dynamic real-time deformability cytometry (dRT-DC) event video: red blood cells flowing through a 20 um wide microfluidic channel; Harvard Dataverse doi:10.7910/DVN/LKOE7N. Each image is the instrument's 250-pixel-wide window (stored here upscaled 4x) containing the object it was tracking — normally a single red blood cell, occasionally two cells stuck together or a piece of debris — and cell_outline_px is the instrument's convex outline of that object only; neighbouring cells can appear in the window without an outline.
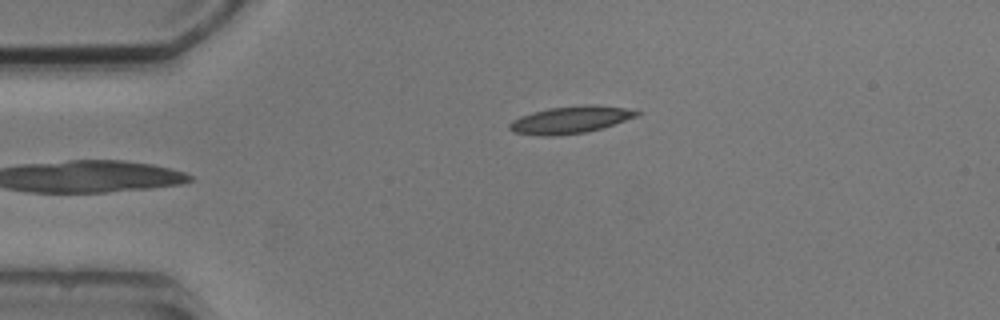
{"species": "common noctule bat (a hibernating species)", "species_latin": "Nyctalus noctula", "temperature_condition": "cold", "stored_images_in_passage": 4, "camera_frame_rate_fps": 3000, "um_per_image_px": 0.085, "animal": {"sex": "male", "body_mass_g": 20.5, "forearm_length_mm": 52.5}, "frame": {"image": 1, "passage_image": 4, "time_ms": 4.333, "image_size_px": [1000, 320], "cell_outline_px": [[640, 112], [636, 116], [604, 128], [584, 132], [556, 136], [544, 136], [512, 132], [508, 128], [508, 124], [512, 120], [520, 116], [532, 112], [548, 108], [584, 104], [596, 104], [624, 108]], "centroid_in_image_um": [48.44, 10.18], "position_along_channel_um": 36.6, "area_um2": 20.23}}